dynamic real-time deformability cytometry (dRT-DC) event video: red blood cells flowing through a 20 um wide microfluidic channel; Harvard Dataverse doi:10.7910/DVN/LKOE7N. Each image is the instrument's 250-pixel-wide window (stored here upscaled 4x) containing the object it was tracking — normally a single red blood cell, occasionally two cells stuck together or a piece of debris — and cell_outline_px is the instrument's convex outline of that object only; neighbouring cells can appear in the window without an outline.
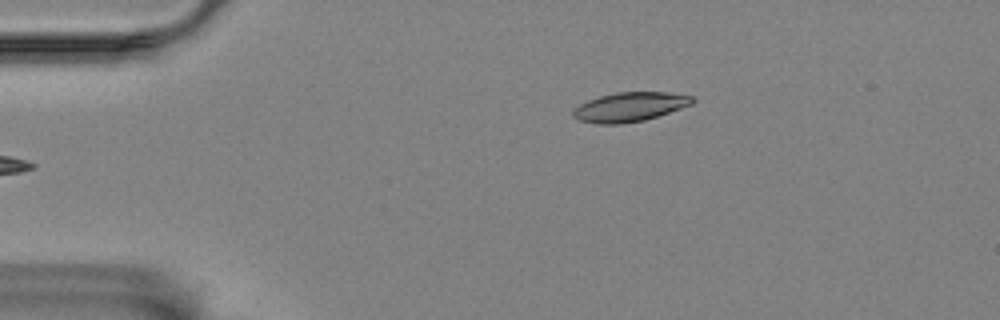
{"species": "Egyptian fruit bat (a non-hibernating species)", "species_latin": "Rousettus aegyptiacus", "temperature_condition": "room temperature", "stored_images_in_passage": 48, "camera_frame_rate_fps": 3000, "um_per_image_px": 0.085, "animal": {"sex": "female"}, "frame": {"image": 1, "passage_image": 2, "time_ms": 0.333, "image_size_px": [1000, 320], "cell_outline_px": [[696, 100], [692, 104], [644, 120], [620, 124], [596, 124], [580, 120], [572, 116], [572, 112], [580, 104], [588, 100], [600, 96], [616, 92], [668, 92], [692, 96]], "centroid_in_image_um": [53.52, 9.08], "position_along_channel_um": 31.5, "area_um2": 20.17}}
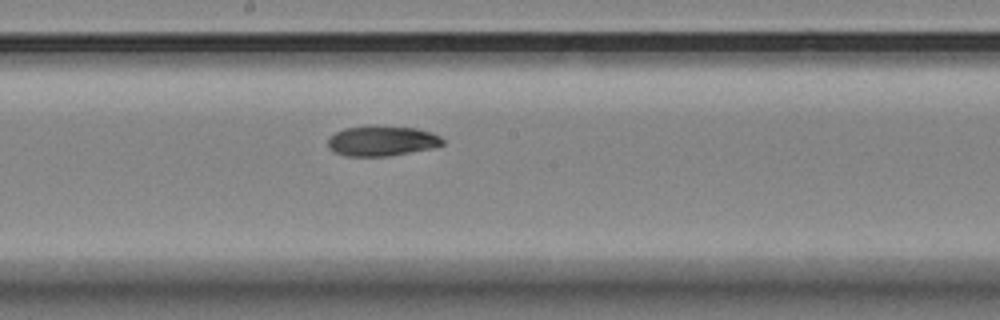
{"frame": {"image": 2, "passage_image": 22, "time_ms": 7.0, "image_size_px": [1000, 320], "cell_outline_px": [[444, 144], [432, 148], [388, 156], [344, 156], [332, 152], [328, 148], [328, 136], [344, 128], [416, 128], [432, 132], [440, 136], [444, 140]], "centroid_in_image_um": [32.44, 12.02], "position_along_channel_um": 215.8, "area_um2": 19.65}}
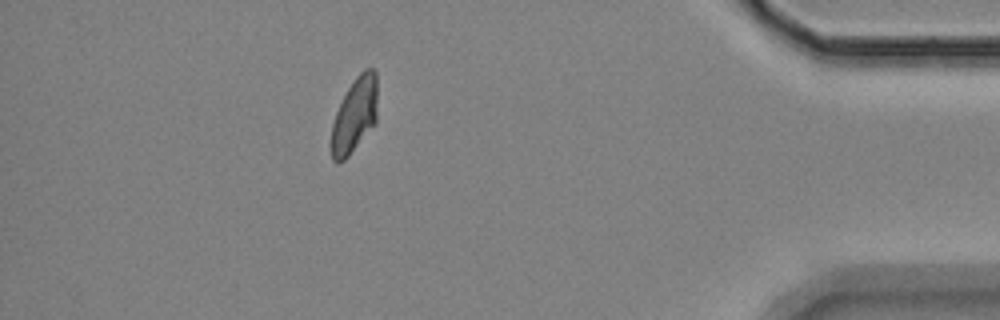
{"frame": {"image": 3, "passage_image": 42, "time_ms": 13.667, "image_size_px": [1000, 320], "cell_outline_px": [[376, 124], [348, 156], [344, 160], [336, 164], [332, 160], [332, 124], [336, 112], [352, 80], [364, 68], [372, 68], [376, 72]], "centroid_in_image_um": [30.15, 9.78], "position_along_channel_um": 405.1, "area_um2": 20.06}, "authors_computed_cell_mechanics": {"area_um2": 20.4612, "velocity_mm_per_s": 3.4984, "shape_relaxation_time_tau1_ms": 4.4574, "shape_relaxation_time_tau2_ms": 7.5743, "deformation_change_tau1": 0.1739, "deformation_change_tau2": 0.1091}}